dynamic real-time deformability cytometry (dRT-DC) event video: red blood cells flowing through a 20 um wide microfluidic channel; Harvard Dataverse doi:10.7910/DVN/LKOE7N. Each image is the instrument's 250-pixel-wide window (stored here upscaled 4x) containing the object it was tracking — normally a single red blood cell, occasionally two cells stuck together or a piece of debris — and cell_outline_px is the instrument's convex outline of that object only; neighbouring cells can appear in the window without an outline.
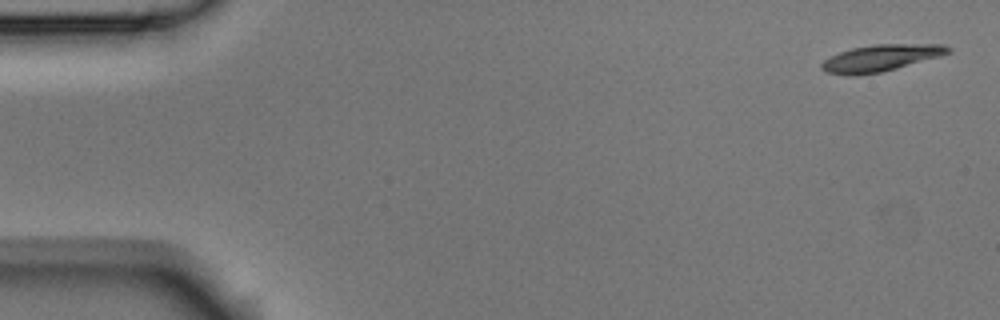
{"species": "Egyptian fruit bat (a non-hibernating species)", "species_latin": "Rousettus aegyptiacus", "temperature_condition": "room temperature", "stored_images_in_passage": 5, "camera_frame_rate_fps": 3000, "um_per_image_px": 0.085, "animal": {"sex": "male"}, "frame": {"image": 1, "passage_image": 1, "time_ms": 0.0, "image_size_px": [1000, 320], "cell_outline_px": [[952, 52], [940, 56], [896, 68], [880, 72], [856, 76], [852, 76], [828, 72], [820, 68], [820, 64], [824, 60], [840, 52], [852, 48], [872, 44], [944, 44], [952, 48]], "centroid_in_image_um": [74.88, 4.92], "position_along_channel_um": 10.1, "area_um2": 19.59}}